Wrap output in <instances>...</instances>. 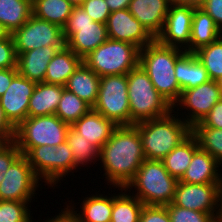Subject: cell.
Segmentation results:
<instances>
[{
  "label": "cell",
  "mask_w": 222,
  "mask_h": 222,
  "mask_svg": "<svg viewBox=\"0 0 222 222\" xmlns=\"http://www.w3.org/2000/svg\"><path fill=\"white\" fill-rule=\"evenodd\" d=\"M28 202L0 200V222H33Z\"/></svg>",
  "instance_id": "cell-36"
},
{
  "label": "cell",
  "mask_w": 222,
  "mask_h": 222,
  "mask_svg": "<svg viewBox=\"0 0 222 222\" xmlns=\"http://www.w3.org/2000/svg\"><path fill=\"white\" fill-rule=\"evenodd\" d=\"M130 125L167 116L173 106L154 88L143 68L138 65L127 73Z\"/></svg>",
  "instance_id": "cell-4"
},
{
  "label": "cell",
  "mask_w": 222,
  "mask_h": 222,
  "mask_svg": "<svg viewBox=\"0 0 222 222\" xmlns=\"http://www.w3.org/2000/svg\"><path fill=\"white\" fill-rule=\"evenodd\" d=\"M221 98L222 93L218 81L209 80L197 87L183 90L173 109L175 110L179 105L181 110L185 108L189 111L190 113L182 117V120L192 128L196 123L201 122Z\"/></svg>",
  "instance_id": "cell-14"
},
{
  "label": "cell",
  "mask_w": 222,
  "mask_h": 222,
  "mask_svg": "<svg viewBox=\"0 0 222 222\" xmlns=\"http://www.w3.org/2000/svg\"><path fill=\"white\" fill-rule=\"evenodd\" d=\"M82 62L83 59L65 45L59 49L56 55L50 60L44 82L65 86L69 77Z\"/></svg>",
  "instance_id": "cell-26"
},
{
  "label": "cell",
  "mask_w": 222,
  "mask_h": 222,
  "mask_svg": "<svg viewBox=\"0 0 222 222\" xmlns=\"http://www.w3.org/2000/svg\"><path fill=\"white\" fill-rule=\"evenodd\" d=\"M198 5L212 17L222 31V0H200Z\"/></svg>",
  "instance_id": "cell-43"
},
{
  "label": "cell",
  "mask_w": 222,
  "mask_h": 222,
  "mask_svg": "<svg viewBox=\"0 0 222 222\" xmlns=\"http://www.w3.org/2000/svg\"><path fill=\"white\" fill-rule=\"evenodd\" d=\"M140 49L134 44L108 38L83 58L99 77L127 74L139 65Z\"/></svg>",
  "instance_id": "cell-6"
},
{
  "label": "cell",
  "mask_w": 222,
  "mask_h": 222,
  "mask_svg": "<svg viewBox=\"0 0 222 222\" xmlns=\"http://www.w3.org/2000/svg\"><path fill=\"white\" fill-rule=\"evenodd\" d=\"M219 166L214 157L199 147L179 181L189 184L221 183L222 174H219Z\"/></svg>",
  "instance_id": "cell-21"
},
{
  "label": "cell",
  "mask_w": 222,
  "mask_h": 222,
  "mask_svg": "<svg viewBox=\"0 0 222 222\" xmlns=\"http://www.w3.org/2000/svg\"><path fill=\"white\" fill-rule=\"evenodd\" d=\"M184 52L177 47L162 45L156 39L139 51V65L147 73L154 88L172 106L182 93L174 70L176 60Z\"/></svg>",
  "instance_id": "cell-2"
},
{
  "label": "cell",
  "mask_w": 222,
  "mask_h": 222,
  "mask_svg": "<svg viewBox=\"0 0 222 222\" xmlns=\"http://www.w3.org/2000/svg\"><path fill=\"white\" fill-rule=\"evenodd\" d=\"M64 87L93 107L98 97L100 77L82 62Z\"/></svg>",
  "instance_id": "cell-25"
},
{
  "label": "cell",
  "mask_w": 222,
  "mask_h": 222,
  "mask_svg": "<svg viewBox=\"0 0 222 222\" xmlns=\"http://www.w3.org/2000/svg\"><path fill=\"white\" fill-rule=\"evenodd\" d=\"M64 46H45L17 55L18 74L36 83L44 82L47 66Z\"/></svg>",
  "instance_id": "cell-20"
},
{
  "label": "cell",
  "mask_w": 222,
  "mask_h": 222,
  "mask_svg": "<svg viewBox=\"0 0 222 222\" xmlns=\"http://www.w3.org/2000/svg\"><path fill=\"white\" fill-rule=\"evenodd\" d=\"M219 184H189L178 181L172 203L178 207L212 214L217 217L219 211Z\"/></svg>",
  "instance_id": "cell-15"
},
{
  "label": "cell",
  "mask_w": 222,
  "mask_h": 222,
  "mask_svg": "<svg viewBox=\"0 0 222 222\" xmlns=\"http://www.w3.org/2000/svg\"><path fill=\"white\" fill-rule=\"evenodd\" d=\"M11 35L17 55L40 47L66 45L61 27L34 15Z\"/></svg>",
  "instance_id": "cell-11"
},
{
  "label": "cell",
  "mask_w": 222,
  "mask_h": 222,
  "mask_svg": "<svg viewBox=\"0 0 222 222\" xmlns=\"http://www.w3.org/2000/svg\"><path fill=\"white\" fill-rule=\"evenodd\" d=\"M12 142H14V136H0V152Z\"/></svg>",
  "instance_id": "cell-48"
},
{
  "label": "cell",
  "mask_w": 222,
  "mask_h": 222,
  "mask_svg": "<svg viewBox=\"0 0 222 222\" xmlns=\"http://www.w3.org/2000/svg\"><path fill=\"white\" fill-rule=\"evenodd\" d=\"M193 127H212L222 129V98L212 107L211 111Z\"/></svg>",
  "instance_id": "cell-42"
},
{
  "label": "cell",
  "mask_w": 222,
  "mask_h": 222,
  "mask_svg": "<svg viewBox=\"0 0 222 222\" xmlns=\"http://www.w3.org/2000/svg\"><path fill=\"white\" fill-rule=\"evenodd\" d=\"M199 147L214 157L222 165V129L212 127H192Z\"/></svg>",
  "instance_id": "cell-35"
},
{
  "label": "cell",
  "mask_w": 222,
  "mask_h": 222,
  "mask_svg": "<svg viewBox=\"0 0 222 222\" xmlns=\"http://www.w3.org/2000/svg\"><path fill=\"white\" fill-rule=\"evenodd\" d=\"M96 194L84 198L82 214H77L79 222H110L113 208V196Z\"/></svg>",
  "instance_id": "cell-30"
},
{
  "label": "cell",
  "mask_w": 222,
  "mask_h": 222,
  "mask_svg": "<svg viewBox=\"0 0 222 222\" xmlns=\"http://www.w3.org/2000/svg\"><path fill=\"white\" fill-rule=\"evenodd\" d=\"M139 222H171L166 206L144 205Z\"/></svg>",
  "instance_id": "cell-40"
},
{
  "label": "cell",
  "mask_w": 222,
  "mask_h": 222,
  "mask_svg": "<svg viewBox=\"0 0 222 222\" xmlns=\"http://www.w3.org/2000/svg\"><path fill=\"white\" fill-rule=\"evenodd\" d=\"M17 54L11 34L0 40V69L16 68Z\"/></svg>",
  "instance_id": "cell-38"
},
{
  "label": "cell",
  "mask_w": 222,
  "mask_h": 222,
  "mask_svg": "<svg viewBox=\"0 0 222 222\" xmlns=\"http://www.w3.org/2000/svg\"><path fill=\"white\" fill-rule=\"evenodd\" d=\"M18 74L16 68L0 69V97L6 92L12 79Z\"/></svg>",
  "instance_id": "cell-45"
},
{
  "label": "cell",
  "mask_w": 222,
  "mask_h": 222,
  "mask_svg": "<svg viewBox=\"0 0 222 222\" xmlns=\"http://www.w3.org/2000/svg\"><path fill=\"white\" fill-rule=\"evenodd\" d=\"M174 72L181 91L211 80L202 62L192 52H184L176 60Z\"/></svg>",
  "instance_id": "cell-23"
},
{
  "label": "cell",
  "mask_w": 222,
  "mask_h": 222,
  "mask_svg": "<svg viewBox=\"0 0 222 222\" xmlns=\"http://www.w3.org/2000/svg\"><path fill=\"white\" fill-rule=\"evenodd\" d=\"M218 216L222 218V180L219 184V211Z\"/></svg>",
  "instance_id": "cell-49"
},
{
  "label": "cell",
  "mask_w": 222,
  "mask_h": 222,
  "mask_svg": "<svg viewBox=\"0 0 222 222\" xmlns=\"http://www.w3.org/2000/svg\"><path fill=\"white\" fill-rule=\"evenodd\" d=\"M15 127L6 118L3 108L0 105V136H14Z\"/></svg>",
  "instance_id": "cell-46"
},
{
  "label": "cell",
  "mask_w": 222,
  "mask_h": 222,
  "mask_svg": "<svg viewBox=\"0 0 222 222\" xmlns=\"http://www.w3.org/2000/svg\"><path fill=\"white\" fill-rule=\"evenodd\" d=\"M194 53L206 68L211 80L218 81L222 78V36Z\"/></svg>",
  "instance_id": "cell-33"
},
{
  "label": "cell",
  "mask_w": 222,
  "mask_h": 222,
  "mask_svg": "<svg viewBox=\"0 0 222 222\" xmlns=\"http://www.w3.org/2000/svg\"><path fill=\"white\" fill-rule=\"evenodd\" d=\"M110 12L117 10L128 9L131 0H105Z\"/></svg>",
  "instance_id": "cell-47"
},
{
  "label": "cell",
  "mask_w": 222,
  "mask_h": 222,
  "mask_svg": "<svg viewBox=\"0 0 222 222\" xmlns=\"http://www.w3.org/2000/svg\"><path fill=\"white\" fill-rule=\"evenodd\" d=\"M93 21L106 24L110 9L105 0H84L80 5Z\"/></svg>",
  "instance_id": "cell-39"
},
{
  "label": "cell",
  "mask_w": 222,
  "mask_h": 222,
  "mask_svg": "<svg viewBox=\"0 0 222 222\" xmlns=\"http://www.w3.org/2000/svg\"><path fill=\"white\" fill-rule=\"evenodd\" d=\"M69 1L73 6H80L84 0H67Z\"/></svg>",
  "instance_id": "cell-52"
},
{
  "label": "cell",
  "mask_w": 222,
  "mask_h": 222,
  "mask_svg": "<svg viewBox=\"0 0 222 222\" xmlns=\"http://www.w3.org/2000/svg\"><path fill=\"white\" fill-rule=\"evenodd\" d=\"M106 28L108 38L134 44L139 49L155 40L128 9L111 12L106 22Z\"/></svg>",
  "instance_id": "cell-16"
},
{
  "label": "cell",
  "mask_w": 222,
  "mask_h": 222,
  "mask_svg": "<svg viewBox=\"0 0 222 222\" xmlns=\"http://www.w3.org/2000/svg\"><path fill=\"white\" fill-rule=\"evenodd\" d=\"M199 148L197 138L191 133L161 161L168 173L178 181L187 170L194 152Z\"/></svg>",
  "instance_id": "cell-27"
},
{
  "label": "cell",
  "mask_w": 222,
  "mask_h": 222,
  "mask_svg": "<svg viewBox=\"0 0 222 222\" xmlns=\"http://www.w3.org/2000/svg\"><path fill=\"white\" fill-rule=\"evenodd\" d=\"M171 3V0H131L128 10L156 39Z\"/></svg>",
  "instance_id": "cell-18"
},
{
  "label": "cell",
  "mask_w": 222,
  "mask_h": 222,
  "mask_svg": "<svg viewBox=\"0 0 222 222\" xmlns=\"http://www.w3.org/2000/svg\"><path fill=\"white\" fill-rule=\"evenodd\" d=\"M62 29L66 46L82 59L108 39L106 24L93 21L81 6L73 7Z\"/></svg>",
  "instance_id": "cell-9"
},
{
  "label": "cell",
  "mask_w": 222,
  "mask_h": 222,
  "mask_svg": "<svg viewBox=\"0 0 222 222\" xmlns=\"http://www.w3.org/2000/svg\"><path fill=\"white\" fill-rule=\"evenodd\" d=\"M35 86L36 82L17 74L0 97L4 114L15 128L28 117L29 101Z\"/></svg>",
  "instance_id": "cell-17"
},
{
  "label": "cell",
  "mask_w": 222,
  "mask_h": 222,
  "mask_svg": "<svg viewBox=\"0 0 222 222\" xmlns=\"http://www.w3.org/2000/svg\"><path fill=\"white\" fill-rule=\"evenodd\" d=\"M118 195H113V208L110 222H139V217L144 204L126 189L119 187ZM126 192V193H125Z\"/></svg>",
  "instance_id": "cell-31"
},
{
  "label": "cell",
  "mask_w": 222,
  "mask_h": 222,
  "mask_svg": "<svg viewBox=\"0 0 222 222\" xmlns=\"http://www.w3.org/2000/svg\"><path fill=\"white\" fill-rule=\"evenodd\" d=\"M32 15V0H0V23L10 34Z\"/></svg>",
  "instance_id": "cell-28"
},
{
  "label": "cell",
  "mask_w": 222,
  "mask_h": 222,
  "mask_svg": "<svg viewBox=\"0 0 222 222\" xmlns=\"http://www.w3.org/2000/svg\"><path fill=\"white\" fill-rule=\"evenodd\" d=\"M103 176L115 188H125L145 160L142 141L135 125L117 126L99 152Z\"/></svg>",
  "instance_id": "cell-1"
},
{
  "label": "cell",
  "mask_w": 222,
  "mask_h": 222,
  "mask_svg": "<svg viewBox=\"0 0 222 222\" xmlns=\"http://www.w3.org/2000/svg\"><path fill=\"white\" fill-rule=\"evenodd\" d=\"M91 109L92 107L88 103L81 100L73 92L64 88L55 115L68 125L72 126Z\"/></svg>",
  "instance_id": "cell-32"
},
{
  "label": "cell",
  "mask_w": 222,
  "mask_h": 222,
  "mask_svg": "<svg viewBox=\"0 0 222 222\" xmlns=\"http://www.w3.org/2000/svg\"><path fill=\"white\" fill-rule=\"evenodd\" d=\"M200 0H171V2H181V3H196L198 4Z\"/></svg>",
  "instance_id": "cell-51"
},
{
  "label": "cell",
  "mask_w": 222,
  "mask_h": 222,
  "mask_svg": "<svg viewBox=\"0 0 222 222\" xmlns=\"http://www.w3.org/2000/svg\"><path fill=\"white\" fill-rule=\"evenodd\" d=\"M171 222H213L212 214L178 207L173 203L166 205Z\"/></svg>",
  "instance_id": "cell-37"
},
{
  "label": "cell",
  "mask_w": 222,
  "mask_h": 222,
  "mask_svg": "<svg viewBox=\"0 0 222 222\" xmlns=\"http://www.w3.org/2000/svg\"><path fill=\"white\" fill-rule=\"evenodd\" d=\"M39 180L47 185H56L68 173L77 167L67 142L58 146L43 145L30 148L24 154Z\"/></svg>",
  "instance_id": "cell-8"
},
{
  "label": "cell",
  "mask_w": 222,
  "mask_h": 222,
  "mask_svg": "<svg viewBox=\"0 0 222 222\" xmlns=\"http://www.w3.org/2000/svg\"><path fill=\"white\" fill-rule=\"evenodd\" d=\"M65 87L45 82L36 83L28 106V117L54 115Z\"/></svg>",
  "instance_id": "cell-24"
},
{
  "label": "cell",
  "mask_w": 222,
  "mask_h": 222,
  "mask_svg": "<svg viewBox=\"0 0 222 222\" xmlns=\"http://www.w3.org/2000/svg\"><path fill=\"white\" fill-rule=\"evenodd\" d=\"M67 0H32L33 15L61 28L67 22L73 9Z\"/></svg>",
  "instance_id": "cell-29"
},
{
  "label": "cell",
  "mask_w": 222,
  "mask_h": 222,
  "mask_svg": "<svg viewBox=\"0 0 222 222\" xmlns=\"http://www.w3.org/2000/svg\"><path fill=\"white\" fill-rule=\"evenodd\" d=\"M213 222H222V218L217 216V217L214 218Z\"/></svg>",
  "instance_id": "cell-53"
},
{
  "label": "cell",
  "mask_w": 222,
  "mask_h": 222,
  "mask_svg": "<svg viewBox=\"0 0 222 222\" xmlns=\"http://www.w3.org/2000/svg\"><path fill=\"white\" fill-rule=\"evenodd\" d=\"M21 154L22 153L14 142L10 143L0 152V183L4 177L3 174Z\"/></svg>",
  "instance_id": "cell-41"
},
{
  "label": "cell",
  "mask_w": 222,
  "mask_h": 222,
  "mask_svg": "<svg viewBox=\"0 0 222 222\" xmlns=\"http://www.w3.org/2000/svg\"><path fill=\"white\" fill-rule=\"evenodd\" d=\"M66 205V208L61 210L59 215H56L52 217V219L48 218V220H45V222H79L77 211H75V206L73 205ZM44 222V221H43Z\"/></svg>",
  "instance_id": "cell-44"
},
{
  "label": "cell",
  "mask_w": 222,
  "mask_h": 222,
  "mask_svg": "<svg viewBox=\"0 0 222 222\" xmlns=\"http://www.w3.org/2000/svg\"><path fill=\"white\" fill-rule=\"evenodd\" d=\"M66 142L72 151V155L75 160L76 167H80L84 164L99 161V150L93 146L89 141L82 138L72 127L69 128L67 132Z\"/></svg>",
  "instance_id": "cell-34"
},
{
  "label": "cell",
  "mask_w": 222,
  "mask_h": 222,
  "mask_svg": "<svg viewBox=\"0 0 222 222\" xmlns=\"http://www.w3.org/2000/svg\"><path fill=\"white\" fill-rule=\"evenodd\" d=\"M10 33L0 23V40L6 38Z\"/></svg>",
  "instance_id": "cell-50"
},
{
  "label": "cell",
  "mask_w": 222,
  "mask_h": 222,
  "mask_svg": "<svg viewBox=\"0 0 222 222\" xmlns=\"http://www.w3.org/2000/svg\"><path fill=\"white\" fill-rule=\"evenodd\" d=\"M127 74L100 77V87L93 110L111 119L117 126L130 125Z\"/></svg>",
  "instance_id": "cell-10"
},
{
  "label": "cell",
  "mask_w": 222,
  "mask_h": 222,
  "mask_svg": "<svg viewBox=\"0 0 222 222\" xmlns=\"http://www.w3.org/2000/svg\"><path fill=\"white\" fill-rule=\"evenodd\" d=\"M196 3L172 2L161 33L156 40L165 46L185 50L190 44L192 20Z\"/></svg>",
  "instance_id": "cell-13"
},
{
  "label": "cell",
  "mask_w": 222,
  "mask_h": 222,
  "mask_svg": "<svg viewBox=\"0 0 222 222\" xmlns=\"http://www.w3.org/2000/svg\"><path fill=\"white\" fill-rule=\"evenodd\" d=\"M172 113L175 110L167 116L134 124L142 141L145 159L161 161L192 133V128L178 118L179 115Z\"/></svg>",
  "instance_id": "cell-3"
},
{
  "label": "cell",
  "mask_w": 222,
  "mask_h": 222,
  "mask_svg": "<svg viewBox=\"0 0 222 222\" xmlns=\"http://www.w3.org/2000/svg\"><path fill=\"white\" fill-rule=\"evenodd\" d=\"M218 83H219V87H220V90H221V93H222V78L220 80H218Z\"/></svg>",
  "instance_id": "cell-54"
},
{
  "label": "cell",
  "mask_w": 222,
  "mask_h": 222,
  "mask_svg": "<svg viewBox=\"0 0 222 222\" xmlns=\"http://www.w3.org/2000/svg\"><path fill=\"white\" fill-rule=\"evenodd\" d=\"M3 175L0 200L30 203L36 194V188L41 185L24 154H21Z\"/></svg>",
  "instance_id": "cell-12"
},
{
  "label": "cell",
  "mask_w": 222,
  "mask_h": 222,
  "mask_svg": "<svg viewBox=\"0 0 222 222\" xmlns=\"http://www.w3.org/2000/svg\"><path fill=\"white\" fill-rule=\"evenodd\" d=\"M221 36L222 31L212 17L197 4L194 8L190 44L184 51L194 53Z\"/></svg>",
  "instance_id": "cell-22"
},
{
  "label": "cell",
  "mask_w": 222,
  "mask_h": 222,
  "mask_svg": "<svg viewBox=\"0 0 222 222\" xmlns=\"http://www.w3.org/2000/svg\"><path fill=\"white\" fill-rule=\"evenodd\" d=\"M85 140L99 151L110 139L117 125L102 114L91 109L71 126Z\"/></svg>",
  "instance_id": "cell-19"
},
{
  "label": "cell",
  "mask_w": 222,
  "mask_h": 222,
  "mask_svg": "<svg viewBox=\"0 0 222 222\" xmlns=\"http://www.w3.org/2000/svg\"><path fill=\"white\" fill-rule=\"evenodd\" d=\"M70 127L55 114L27 117L15 128L14 143L22 154L32 147L58 146L66 141Z\"/></svg>",
  "instance_id": "cell-7"
},
{
  "label": "cell",
  "mask_w": 222,
  "mask_h": 222,
  "mask_svg": "<svg viewBox=\"0 0 222 222\" xmlns=\"http://www.w3.org/2000/svg\"><path fill=\"white\" fill-rule=\"evenodd\" d=\"M177 183L162 161L145 159L125 189L129 192L134 187L137 193L132 195L144 205L166 206L174 200Z\"/></svg>",
  "instance_id": "cell-5"
}]
</instances>
